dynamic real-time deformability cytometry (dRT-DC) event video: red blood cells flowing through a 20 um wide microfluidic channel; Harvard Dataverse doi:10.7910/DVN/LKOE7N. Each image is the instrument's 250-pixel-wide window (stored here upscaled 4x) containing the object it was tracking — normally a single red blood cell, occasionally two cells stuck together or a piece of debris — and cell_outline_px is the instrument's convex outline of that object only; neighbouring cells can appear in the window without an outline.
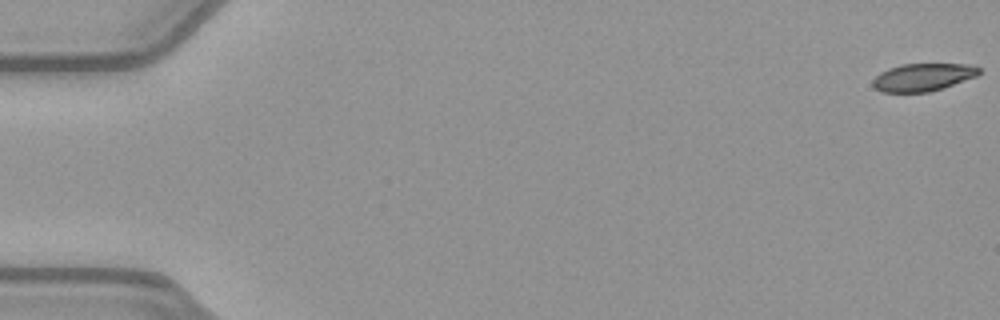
{"species": "common noctule bat (a hibernating species)", "species_latin": "Nyctalus noctula", "temperature_condition": "warm", "stored_images_in_passage": 51, "camera_frame_rate_fps": 3000, "um_per_image_px": 0.085, "animal": {"sex": "female", "body_mass_g": 21.9}, "frame": {"image": 1, "passage_image": 1, "time_ms": 0.0, "image_size_px": [1000, 320], "cell_outline_px": [[980, 72], [976, 76], [944, 88], [928, 92], [880, 92], [872, 84], [872, 80], [880, 72], [888, 68], [900, 64], [964, 64], [980, 68]], "centroid_in_image_um": [78.41, 6.56], "position_along_channel_um": 6.6, "area_um2": 17.11}}
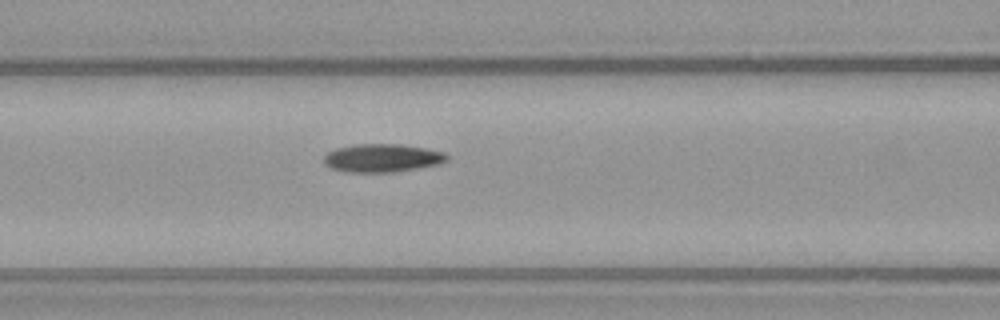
{"frame": {"image": 2, "passage_image": 23, "time_ms": 7.333, "image_size_px": [1000, 320], "cell_outline_px": [[448, 160], [440, 164], [396, 172], [348, 172], [332, 168], [324, 164], [324, 156], [328, 152], [336, 148], [356, 144], [400, 144], [424, 148], [444, 152], [448, 156]], "centroid_in_image_um": [32.5, 13.43], "position_along_channel_um": 134.1, "area_um2": 20.23}}
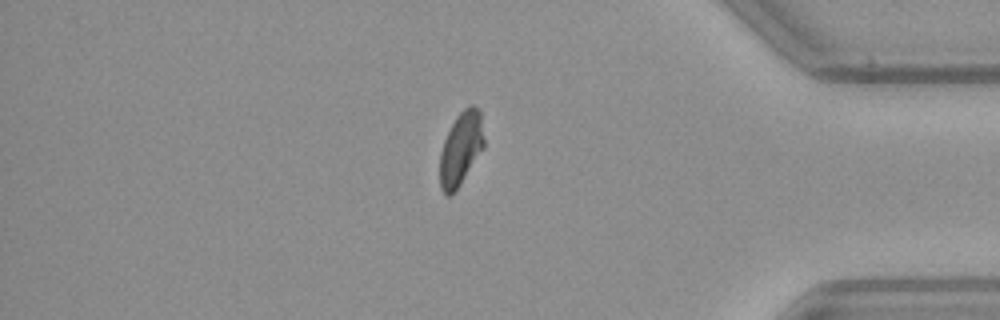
{"frame": {"image": 3, "passage_image": 45, "time_ms": 14.667, "image_size_px": [1000, 320], "cell_outline_px": [[484, 148], [460, 184], [448, 196], [440, 188], [440, 152], [444, 140], [456, 116], [468, 104], [472, 104], [480, 112], [484, 140]], "centroid_in_image_um": [39.17, 12.6], "position_along_channel_um": 396.0, "area_um2": 18.61}, "authors_computed_cell_mechanics": {"area_um2": 19.3052, "velocity_mm_per_s": 3.9805, "shape_relaxation_time_tau1_ms": 6.0288, "shape_relaxation_time_tau2_ms": 5.4845, "deformation_change_tau1": 0.1785, "deformation_change_tau2": 0.1121}}